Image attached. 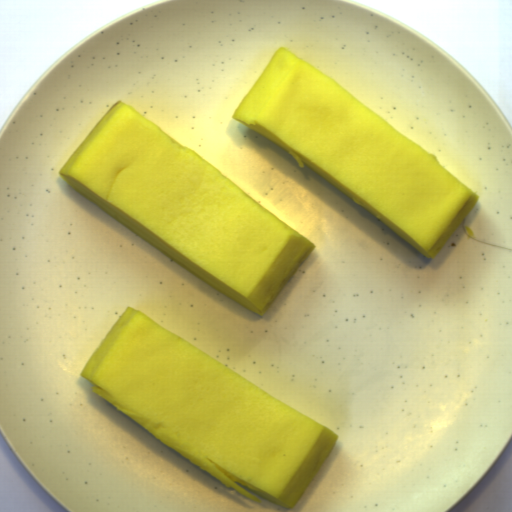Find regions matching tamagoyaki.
Returning <instances> with one entry per match:
<instances>
[{
  "label": "tamagoyaki",
  "instance_id": "tamagoyaki-1",
  "mask_svg": "<svg viewBox=\"0 0 512 512\" xmlns=\"http://www.w3.org/2000/svg\"><path fill=\"white\" fill-rule=\"evenodd\" d=\"M59 172L74 191L261 318L317 247L120 99Z\"/></svg>",
  "mask_w": 512,
  "mask_h": 512
},
{
  "label": "tamagoyaki",
  "instance_id": "tamagoyaki-2",
  "mask_svg": "<svg viewBox=\"0 0 512 512\" xmlns=\"http://www.w3.org/2000/svg\"><path fill=\"white\" fill-rule=\"evenodd\" d=\"M80 376L125 417L257 503L253 494L287 509L299 503L339 438L136 307Z\"/></svg>",
  "mask_w": 512,
  "mask_h": 512
},
{
  "label": "tamagoyaki",
  "instance_id": "tamagoyaki-3",
  "mask_svg": "<svg viewBox=\"0 0 512 512\" xmlns=\"http://www.w3.org/2000/svg\"><path fill=\"white\" fill-rule=\"evenodd\" d=\"M281 146L427 260L472 211V188L333 79L279 47L232 115Z\"/></svg>",
  "mask_w": 512,
  "mask_h": 512
}]
</instances>
